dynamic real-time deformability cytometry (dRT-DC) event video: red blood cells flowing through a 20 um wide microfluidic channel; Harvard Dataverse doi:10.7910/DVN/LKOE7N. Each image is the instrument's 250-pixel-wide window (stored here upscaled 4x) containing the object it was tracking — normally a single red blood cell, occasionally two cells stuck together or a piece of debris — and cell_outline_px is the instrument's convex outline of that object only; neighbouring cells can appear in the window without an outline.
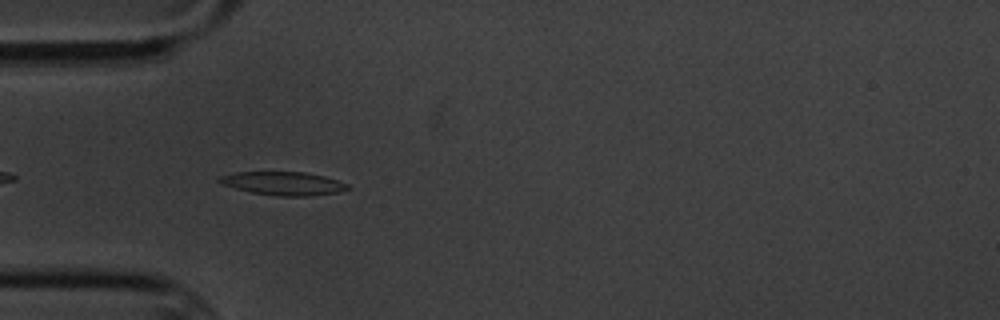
{"species": "common noctule bat (a hibernating species)", "species_latin": "Nyctalus noctula", "temperature_condition": "cold", "stored_images_in_passage": 3, "camera_frame_rate_fps": 3000, "um_per_image_px": 0.085, "animal": {"sex": "male", "body_mass_g": 20.1, "forearm_length_mm": 53.5}, "frame": {"image": 1, "passage_image": 2, "time_ms": 1.333, "image_size_px": [1000, 320], "cell_outline_px": [[352, 188], [340, 192], [308, 196], [276, 196], [252, 192], [220, 184], [216, 180], [220, 176], [236, 172], [304, 172], [324, 176], [348, 184]], "centroid_in_image_um": [24.09, 15.59], "position_along_channel_um": 60.9, "area_um2": 17.51}}
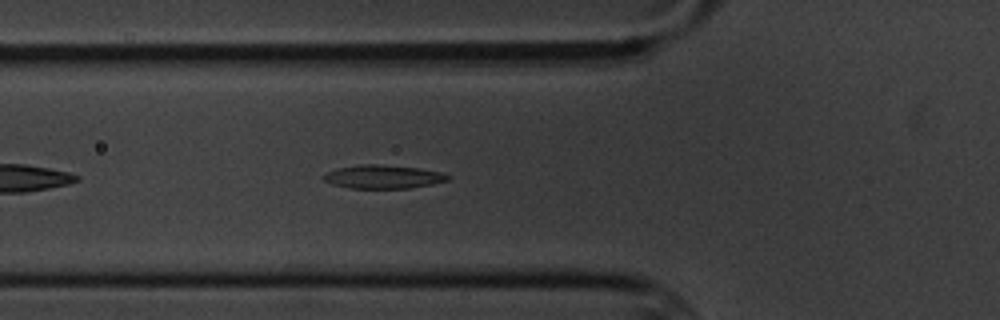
{"frame": {"image": 2, "passage_image": 3, "time_ms": 2.333, "image_size_px": [1000, 320], "cell_outline_px": [[452, 176], [448, 180], [432, 184], [408, 188], [348, 188], [332, 184], [324, 180], [324, 172], [336, 168], [360, 164], [376, 164], [420, 168], [444, 172]], "centroid_in_image_um": [32.58, 15.01], "position_along_channel_um": 93.2, "area_um2": 17.17}}